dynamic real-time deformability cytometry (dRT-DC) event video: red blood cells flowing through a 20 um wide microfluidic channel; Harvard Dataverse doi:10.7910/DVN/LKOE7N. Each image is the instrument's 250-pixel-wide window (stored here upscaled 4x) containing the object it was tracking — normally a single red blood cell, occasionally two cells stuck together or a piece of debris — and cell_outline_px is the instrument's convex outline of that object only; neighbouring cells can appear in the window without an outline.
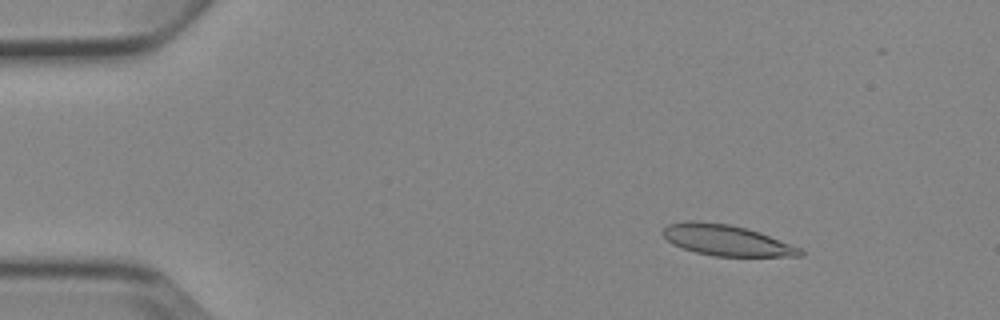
{"species": "Egyptian fruit bat (a non-hibernating species)", "species_latin": "Rousettus aegyptiacus", "temperature_condition": "cold", "stored_images_in_passage": 4, "camera_frame_rate_fps": 3000, "um_per_image_px": 0.085, "animal": {"sex": "female"}, "frame": {"image": 1, "passage_image": 2, "time_ms": 1.0, "image_size_px": [1000, 320], "cell_outline_px": [[804, 256], [712, 256], [696, 252], [672, 244], [660, 232], [668, 224], [684, 220], [700, 220], [732, 224], [748, 228], [760, 232], [800, 248], [804, 252]], "centroid_in_image_um": [61.71, 20.4], "position_along_channel_um": 23.3, "area_um2": 24.91}}